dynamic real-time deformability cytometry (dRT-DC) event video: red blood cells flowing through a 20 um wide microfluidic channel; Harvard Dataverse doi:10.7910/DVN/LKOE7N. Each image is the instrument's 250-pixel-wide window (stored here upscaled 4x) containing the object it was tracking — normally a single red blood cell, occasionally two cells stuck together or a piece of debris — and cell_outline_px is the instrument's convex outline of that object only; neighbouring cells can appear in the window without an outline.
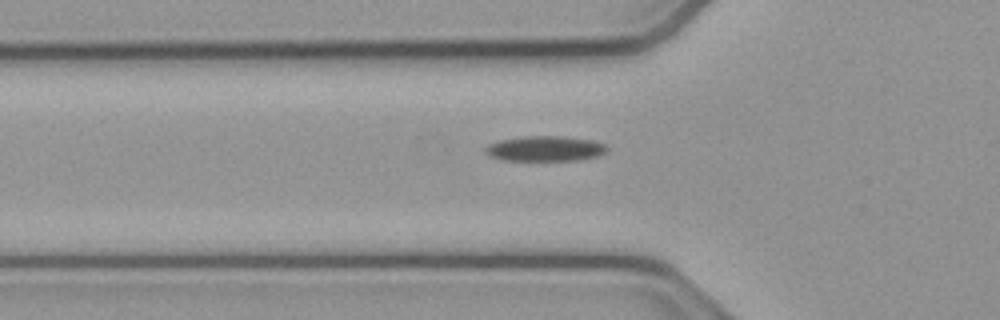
{"species": "common noctule bat (a hibernating species)", "species_latin": "Nyctalus noctula", "temperature_condition": "cold", "stored_images_in_passage": 34, "camera_frame_rate_fps": 3000, "um_per_image_px": 0.085, "animal": {"sex": "male", "body_mass_g": 23.1, "forearm_length_mm": 52.7}, "frame": {"image": 1, "passage_image": 2, "time_ms": 0.333, "image_size_px": [1000, 320], "cell_outline_px": [[608, 148], [604, 152], [596, 156], [580, 160], [504, 160], [492, 156], [484, 152], [484, 148], [488, 144], [500, 140], [524, 136], [560, 136], [592, 140], [604, 144]], "centroid_in_image_um": [46.31, 12.63], "position_along_channel_um": 79.5, "area_um2": 17.69}}
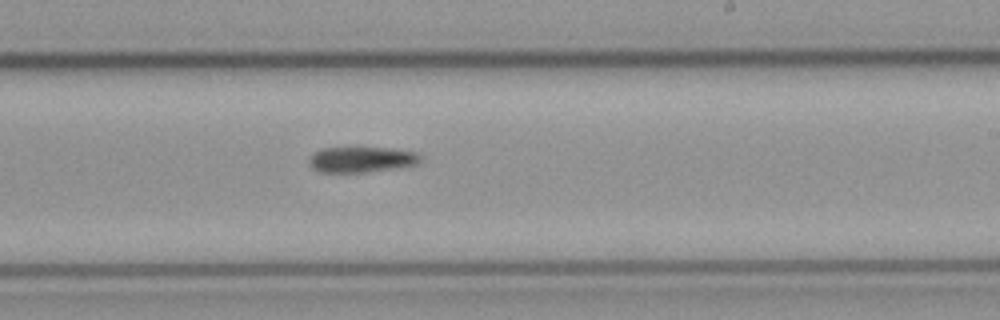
{"frame": {"image": 2, "passage_image": 16, "time_ms": 5.0, "image_size_px": [1000, 320], "cell_outline_px": [[420, 160], [412, 164], [364, 172], [320, 172], [312, 168], [308, 164], [308, 160], [316, 152], [324, 148], [388, 148], [412, 152], [420, 156]], "centroid_in_image_um": [30.61, 13.56], "position_along_channel_um": 258.4, "area_um2": 15.9}}
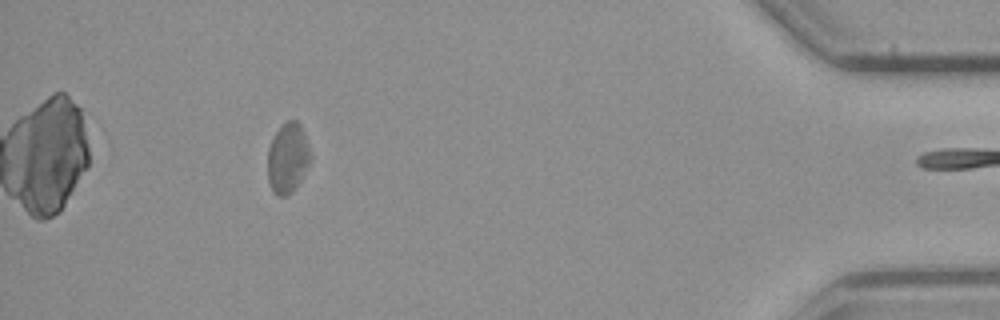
{"frame": {"image": 3, "passage_image": 33, "time_ms": 10.667, "image_size_px": [1000, 320], "cell_outline_px": [[312, 156], [300, 180], [292, 192], [288, 196], [280, 196], [272, 192], [268, 180], [268, 148], [280, 124], [288, 120], [296, 120], [300, 124], [304, 132]], "centroid_in_image_um": [24.45, 13.42], "position_along_channel_um": 410.8, "area_um2": 17.51}}